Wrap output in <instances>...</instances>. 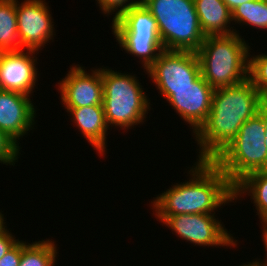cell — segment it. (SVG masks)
I'll return each mask as SVG.
<instances>
[{
    "mask_svg": "<svg viewBox=\"0 0 267 266\" xmlns=\"http://www.w3.org/2000/svg\"><path fill=\"white\" fill-rule=\"evenodd\" d=\"M121 72L102 66V105L109 129L115 126L126 131L135 125H143L152 104L138 77Z\"/></svg>",
    "mask_w": 267,
    "mask_h": 266,
    "instance_id": "cell-4",
    "label": "cell"
},
{
    "mask_svg": "<svg viewBox=\"0 0 267 266\" xmlns=\"http://www.w3.org/2000/svg\"><path fill=\"white\" fill-rule=\"evenodd\" d=\"M195 10L203 34L206 36L230 35L239 30L230 26L232 12L223 0H194ZM235 28V29H234Z\"/></svg>",
    "mask_w": 267,
    "mask_h": 266,
    "instance_id": "cell-15",
    "label": "cell"
},
{
    "mask_svg": "<svg viewBox=\"0 0 267 266\" xmlns=\"http://www.w3.org/2000/svg\"><path fill=\"white\" fill-rule=\"evenodd\" d=\"M189 169V181L175 183L153 198L154 216L215 214L234 202V186L213 161L197 160Z\"/></svg>",
    "mask_w": 267,
    "mask_h": 266,
    "instance_id": "cell-2",
    "label": "cell"
},
{
    "mask_svg": "<svg viewBox=\"0 0 267 266\" xmlns=\"http://www.w3.org/2000/svg\"><path fill=\"white\" fill-rule=\"evenodd\" d=\"M104 16L113 15V19H117L124 11L131 7L137 6L141 0H95ZM115 12V13H114Z\"/></svg>",
    "mask_w": 267,
    "mask_h": 266,
    "instance_id": "cell-24",
    "label": "cell"
},
{
    "mask_svg": "<svg viewBox=\"0 0 267 266\" xmlns=\"http://www.w3.org/2000/svg\"><path fill=\"white\" fill-rule=\"evenodd\" d=\"M119 47L127 54L138 57L142 66L147 70L158 58V55L164 50L160 38L148 37H115Z\"/></svg>",
    "mask_w": 267,
    "mask_h": 266,
    "instance_id": "cell-18",
    "label": "cell"
},
{
    "mask_svg": "<svg viewBox=\"0 0 267 266\" xmlns=\"http://www.w3.org/2000/svg\"><path fill=\"white\" fill-rule=\"evenodd\" d=\"M173 231L177 237L194 246L236 247L239 243L233 238L215 214H178L174 216H155ZM217 217V218H216Z\"/></svg>",
    "mask_w": 267,
    "mask_h": 266,
    "instance_id": "cell-7",
    "label": "cell"
},
{
    "mask_svg": "<svg viewBox=\"0 0 267 266\" xmlns=\"http://www.w3.org/2000/svg\"><path fill=\"white\" fill-rule=\"evenodd\" d=\"M0 48L19 51L16 0H0Z\"/></svg>",
    "mask_w": 267,
    "mask_h": 266,
    "instance_id": "cell-19",
    "label": "cell"
},
{
    "mask_svg": "<svg viewBox=\"0 0 267 266\" xmlns=\"http://www.w3.org/2000/svg\"><path fill=\"white\" fill-rule=\"evenodd\" d=\"M246 193V194H245ZM250 196L262 225H267V171L247 174L234 186V201Z\"/></svg>",
    "mask_w": 267,
    "mask_h": 266,
    "instance_id": "cell-17",
    "label": "cell"
},
{
    "mask_svg": "<svg viewBox=\"0 0 267 266\" xmlns=\"http://www.w3.org/2000/svg\"><path fill=\"white\" fill-rule=\"evenodd\" d=\"M154 17L164 50L196 52L203 34L194 0H141Z\"/></svg>",
    "mask_w": 267,
    "mask_h": 266,
    "instance_id": "cell-5",
    "label": "cell"
},
{
    "mask_svg": "<svg viewBox=\"0 0 267 266\" xmlns=\"http://www.w3.org/2000/svg\"><path fill=\"white\" fill-rule=\"evenodd\" d=\"M249 50L248 78L258 90L263 101H267V54L251 55Z\"/></svg>",
    "mask_w": 267,
    "mask_h": 266,
    "instance_id": "cell-22",
    "label": "cell"
},
{
    "mask_svg": "<svg viewBox=\"0 0 267 266\" xmlns=\"http://www.w3.org/2000/svg\"><path fill=\"white\" fill-rule=\"evenodd\" d=\"M38 53L26 49L5 51L0 60V89L32 96L39 77Z\"/></svg>",
    "mask_w": 267,
    "mask_h": 266,
    "instance_id": "cell-12",
    "label": "cell"
},
{
    "mask_svg": "<svg viewBox=\"0 0 267 266\" xmlns=\"http://www.w3.org/2000/svg\"><path fill=\"white\" fill-rule=\"evenodd\" d=\"M46 0H16L20 48L39 52L55 34L54 19ZM51 13V14H50Z\"/></svg>",
    "mask_w": 267,
    "mask_h": 266,
    "instance_id": "cell-9",
    "label": "cell"
},
{
    "mask_svg": "<svg viewBox=\"0 0 267 266\" xmlns=\"http://www.w3.org/2000/svg\"><path fill=\"white\" fill-rule=\"evenodd\" d=\"M9 230L0 235V259L19 241Z\"/></svg>",
    "mask_w": 267,
    "mask_h": 266,
    "instance_id": "cell-26",
    "label": "cell"
},
{
    "mask_svg": "<svg viewBox=\"0 0 267 266\" xmlns=\"http://www.w3.org/2000/svg\"><path fill=\"white\" fill-rule=\"evenodd\" d=\"M4 50L2 49V48H0V60H1V57H2V55L4 54Z\"/></svg>",
    "mask_w": 267,
    "mask_h": 266,
    "instance_id": "cell-32",
    "label": "cell"
},
{
    "mask_svg": "<svg viewBox=\"0 0 267 266\" xmlns=\"http://www.w3.org/2000/svg\"><path fill=\"white\" fill-rule=\"evenodd\" d=\"M223 1L228 6L229 10L232 12L239 5H242L243 3H247L253 0H223Z\"/></svg>",
    "mask_w": 267,
    "mask_h": 266,
    "instance_id": "cell-29",
    "label": "cell"
},
{
    "mask_svg": "<svg viewBox=\"0 0 267 266\" xmlns=\"http://www.w3.org/2000/svg\"><path fill=\"white\" fill-rule=\"evenodd\" d=\"M65 78L58 82L60 100L65 108L102 105L103 83L101 66L85 71L84 66L73 64Z\"/></svg>",
    "mask_w": 267,
    "mask_h": 266,
    "instance_id": "cell-10",
    "label": "cell"
},
{
    "mask_svg": "<svg viewBox=\"0 0 267 266\" xmlns=\"http://www.w3.org/2000/svg\"><path fill=\"white\" fill-rule=\"evenodd\" d=\"M2 210L0 211V235L3 234L7 230L6 218H4V214H2Z\"/></svg>",
    "mask_w": 267,
    "mask_h": 266,
    "instance_id": "cell-30",
    "label": "cell"
},
{
    "mask_svg": "<svg viewBox=\"0 0 267 266\" xmlns=\"http://www.w3.org/2000/svg\"><path fill=\"white\" fill-rule=\"evenodd\" d=\"M20 147L13 139H11L5 132L0 130V163L15 166L20 157ZM19 156V157H18Z\"/></svg>",
    "mask_w": 267,
    "mask_h": 266,
    "instance_id": "cell-23",
    "label": "cell"
},
{
    "mask_svg": "<svg viewBox=\"0 0 267 266\" xmlns=\"http://www.w3.org/2000/svg\"><path fill=\"white\" fill-rule=\"evenodd\" d=\"M249 50L241 35L206 36L196 51L203 79L214 89L248 79Z\"/></svg>",
    "mask_w": 267,
    "mask_h": 266,
    "instance_id": "cell-3",
    "label": "cell"
},
{
    "mask_svg": "<svg viewBox=\"0 0 267 266\" xmlns=\"http://www.w3.org/2000/svg\"><path fill=\"white\" fill-rule=\"evenodd\" d=\"M111 24L114 37L160 38L154 17L141 3L124 11Z\"/></svg>",
    "mask_w": 267,
    "mask_h": 266,
    "instance_id": "cell-16",
    "label": "cell"
},
{
    "mask_svg": "<svg viewBox=\"0 0 267 266\" xmlns=\"http://www.w3.org/2000/svg\"><path fill=\"white\" fill-rule=\"evenodd\" d=\"M70 120L91 144L98 155L105 157L107 152V132L109 127L105 120L103 105H92L77 108H65ZM106 149V150H105Z\"/></svg>",
    "mask_w": 267,
    "mask_h": 266,
    "instance_id": "cell-14",
    "label": "cell"
},
{
    "mask_svg": "<svg viewBox=\"0 0 267 266\" xmlns=\"http://www.w3.org/2000/svg\"><path fill=\"white\" fill-rule=\"evenodd\" d=\"M213 93L214 88L200 75L189 87L171 88V96L166 101L189 124L194 135L208 118Z\"/></svg>",
    "mask_w": 267,
    "mask_h": 266,
    "instance_id": "cell-11",
    "label": "cell"
},
{
    "mask_svg": "<svg viewBox=\"0 0 267 266\" xmlns=\"http://www.w3.org/2000/svg\"><path fill=\"white\" fill-rule=\"evenodd\" d=\"M258 114L262 117L263 124L265 126V144L267 147V101H263L259 107Z\"/></svg>",
    "mask_w": 267,
    "mask_h": 266,
    "instance_id": "cell-28",
    "label": "cell"
},
{
    "mask_svg": "<svg viewBox=\"0 0 267 266\" xmlns=\"http://www.w3.org/2000/svg\"><path fill=\"white\" fill-rule=\"evenodd\" d=\"M144 72L166 100L171 96V88L189 87L201 75L196 52L177 50H162Z\"/></svg>",
    "mask_w": 267,
    "mask_h": 266,
    "instance_id": "cell-8",
    "label": "cell"
},
{
    "mask_svg": "<svg viewBox=\"0 0 267 266\" xmlns=\"http://www.w3.org/2000/svg\"><path fill=\"white\" fill-rule=\"evenodd\" d=\"M239 266H258V264H257V262L253 259V260H250V262H247V264H246V263H243V264H241V265H239Z\"/></svg>",
    "mask_w": 267,
    "mask_h": 266,
    "instance_id": "cell-31",
    "label": "cell"
},
{
    "mask_svg": "<svg viewBox=\"0 0 267 266\" xmlns=\"http://www.w3.org/2000/svg\"><path fill=\"white\" fill-rule=\"evenodd\" d=\"M31 96L0 89V130L18 145L20 139L35 129L36 107Z\"/></svg>",
    "mask_w": 267,
    "mask_h": 266,
    "instance_id": "cell-13",
    "label": "cell"
},
{
    "mask_svg": "<svg viewBox=\"0 0 267 266\" xmlns=\"http://www.w3.org/2000/svg\"><path fill=\"white\" fill-rule=\"evenodd\" d=\"M261 229H262V241H263V244H264V247H265V255H266V258L264 259V261H260V259L257 258V260L255 259V261L257 262L258 266H267V225H261ZM264 262V263H263Z\"/></svg>",
    "mask_w": 267,
    "mask_h": 266,
    "instance_id": "cell-27",
    "label": "cell"
},
{
    "mask_svg": "<svg viewBox=\"0 0 267 266\" xmlns=\"http://www.w3.org/2000/svg\"><path fill=\"white\" fill-rule=\"evenodd\" d=\"M232 21L241 26L267 30V0H253L232 11Z\"/></svg>",
    "mask_w": 267,
    "mask_h": 266,
    "instance_id": "cell-21",
    "label": "cell"
},
{
    "mask_svg": "<svg viewBox=\"0 0 267 266\" xmlns=\"http://www.w3.org/2000/svg\"><path fill=\"white\" fill-rule=\"evenodd\" d=\"M263 102L249 78L214 89L206 122L192 135L199 146L196 160H213L236 137L241 126L258 113Z\"/></svg>",
    "mask_w": 267,
    "mask_h": 266,
    "instance_id": "cell-1",
    "label": "cell"
},
{
    "mask_svg": "<svg viewBox=\"0 0 267 266\" xmlns=\"http://www.w3.org/2000/svg\"><path fill=\"white\" fill-rule=\"evenodd\" d=\"M22 254V240H19L1 259L0 266H19Z\"/></svg>",
    "mask_w": 267,
    "mask_h": 266,
    "instance_id": "cell-25",
    "label": "cell"
},
{
    "mask_svg": "<svg viewBox=\"0 0 267 266\" xmlns=\"http://www.w3.org/2000/svg\"><path fill=\"white\" fill-rule=\"evenodd\" d=\"M52 239L24 242L22 240V254L19 266H55L58 249Z\"/></svg>",
    "mask_w": 267,
    "mask_h": 266,
    "instance_id": "cell-20",
    "label": "cell"
},
{
    "mask_svg": "<svg viewBox=\"0 0 267 266\" xmlns=\"http://www.w3.org/2000/svg\"><path fill=\"white\" fill-rule=\"evenodd\" d=\"M265 126L257 113L240 128L236 137L212 161L235 186L247 174L267 171Z\"/></svg>",
    "mask_w": 267,
    "mask_h": 266,
    "instance_id": "cell-6",
    "label": "cell"
}]
</instances>
